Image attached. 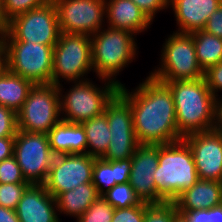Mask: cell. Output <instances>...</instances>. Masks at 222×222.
I'll return each instance as SVG.
<instances>
[{"label":"cell","instance_id":"obj_5","mask_svg":"<svg viewBox=\"0 0 222 222\" xmlns=\"http://www.w3.org/2000/svg\"><path fill=\"white\" fill-rule=\"evenodd\" d=\"M90 79L69 82L72 87L67 92H64L62 83L58 85L63 121L81 124L103 114L106 105L118 93L119 86L114 82L100 78L101 87Z\"/></svg>","mask_w":222,"mask_h":222},{"label":"cell","instance_id":"obj_20","mask_svg":"<svg viewBox=\"0 0 222 222\" xmlns=\"http://www.w3.org/2000/svg\"><path fill=\"white\" fill-rule=\"evenodd\" d=\"M53 154L87 153L86 132L82 124L63 121L62 119L47 133Z\"/></svg>","mask_w":222,"mask_h":222},{"label":"cell","instance_id":"obj_7","mask_svg":"<svg viewBox=\"0 0 222 222\" xmlns=\"http://www.w3.org/2000/svg\"><path fill=\"white\" fill-rule=\"evenodd\" d=\"M160 59V66L153 68L149 75L163 83L204 77L190 33H170L162 45Z\"/></svg>","mask_w":222,"mask_h":222},{"label":"cell","instance_id":"obj_10","mask_svg":"<svg viewBox=\"0 0 222 222\" xmlns=\"http://www.w3.org/2000/svg\"><path fill=\"white\" fill-rule=\"evenodd\" d=\"M61 34L56 6L52 0L9 21V30L0 41L33 42L55 46Z\"/></svg>","mask_w":222,"mask_h":222},{"label":"cell","instance_id":"obj_35","mask_svg":"<svg viewBox=\"0 0 222 222\" xmlns=\"http://www.w3.org/2000/svg\"><path fill=\"white\" fill-rule=\"evenodd\" d=\"M17 131V113L0 105V138L15 137Z\"/></svg>","mask_w":222,"mask_h":222},{"label":"cell","instance_id":"obj_12","mask_svg":"<svg viewBox=\"0 0 222 222\" xmlns=\"http://www.w3.org/2000/svg\"><path fill=\"white\" fill-rule=\"evenodd\" d=\"M104 113L110 130V143L102 157L105 161L129 159L139 145L130 105L117 93L106 105Z\"/></svg>","mask_w":222,"mask_h":222},{"label":"cell","instance_id":"obj_19","mask_svg":"<svg viewBox=\"0 0 222 222\" xmlns=\"http://www.w3.org/2000/svg\"><path fill=\"white\" fill-rule=\"evenodd\" d=\"M106 26L130 31L134 35L147 31L152 22L131 0H105Z\"/></svg>","mask_w":222,"mask_h":222},{"label":"cell","instance_id":"obj_22","mask_svg":"<svg viewBox=\"0 0 222 222\" xmlns=\"http://www.w3.org/2000/svg\"><path fill=\"white\" fill-rule=\"evenodd\" d=\"M132 161L123 160L105 161L96 158L93 167L92 183L99 196H103L116 184L129 182Z\"/></svg>","mask_w":222,"mask_h":222},{"label":"cell","instance_id":"obj_1","mask_svg":"<svg viewBox=\"0 0 222 222\" xmlns=\"http://www.w3.org/2000/svg\"><path fill=\"white\" fill-rule=\"evenodd\" d=\"M125 84L118 94L130 105L139 144L161 145L182 140L176 126L175 104L170 87L147 76L133 91Z\"/></svg>","mask_w":222,"mask_h":222},{"label":"cell","instance_id":"obj_18","mask_svg":"<svg viewBox=\"0 0 222 222\" xmlns=\"http://www.w3.org/2000/svg\"><path fill=\"white\" fill-rule=\"evenodd\" d=\"M222 0H169L175 16L178 33L203 30L207 20L219 8Z\"/></svg>","mask_w":222,"mask_h":222},{"label":"cell","instance_id":"obj_13","mask_svg":"<svg viewBox=\"0 0 222 222\" xmlns=\"http://www.w3.org/2000/svg\"><path fill=\"white\" fill-rule=\"evenodd\" d=\"M61 33L94 35L106 25L105 0H52Z\"/></svg>","mask_w":222,"mask_h":222},{"label":"cell","instance_id":"obj_30","mask_svg":"<svg viewBox=\"0 0 222 222\" xmlns=\"http://www.w3.org/2000/svg\"><path fill=\"white\" fill-rule=\"evenodd\" d=\"M30 185V183H0V206L15 210Z\"/></svg>","mask_w":222,"mask_h":222},{"label":"cell","instance_id":"obj_33","mask_svg":"<svg viewBox=\"0 0 222 222\" xmlns=\"http://www.w3.org/2000/svg\"><path fill=\"white\" fill-rule=\"evenodd\" d=\"M188 222H222V204L210 209L177 210Z\"/></svg>","mask_w":222,"mask_h":222},{"label":"cell","instance_id":"obj_28","mask_svg":"<svg viewBox=\"0 0 222 222\" xmlns=\"http://www.w3.org/2000/svg\"><path fill=\"white\" fill-rule=\"evenodd\" d=\"M114 209L109 202L99 196L76 222H111Z\"/></svg>","mask_w":222,"mask_h":222},{"label":"cell","instance_id":"obj_8","mask_svg":"<svg viewBox=\"0 0 222 222\" xmlns=\"http://www.w3.org/2000/svg\"><path fill=\"white\" fill-rule=\"evenodd\" d=\"M94 72L92 66L91 36L87 34L61 33L53 48L51 84L83 81ZM85 76V77H84ZM63 79V80H62ZM61 80V81H60Z\"/></svg>","mask_w":222,"mask_h":222},{"label":"cell","instance_id":"obj_43","mask_svg":"<svg viewBox=\"0 0 222 222\" xmlns=\"http://www.w3.org/2000/svg\"><path fill=\"white\" fill-rule=\"evenodd\" d=\"M174 222H188V221L186 220V218L181 213L178 212L175 215Z\"/></svg>","mask_w":222,"mask_h":222},{"label":"cell","instance_id":"obj_31","mask_svg":"<svg viewBox=\"0 0 222 222\" xmlns=\"http://www.w3.org/2000/svg\"><path fill=\"white\" fill-rule=\"evenodd\" d=\"M49 0H3L5 16L10 21L14 17L44 5Z\"/></svg>","mask_w":222,"mask_h":222},{"label":"cell","instance_id":"obj_27","mask_svg":"<svg viewBox=\"0 0 222 222\" xmlns=\"http://www.w3.org/2000/svg\"><path fill=\"white\" fill-rule=\"evenodd\" d=\"M102 197L114 208H128L141 203L129 182L114 185Z\"/></svg>","mask_w":222,"mask_h":222},{"label":"cell","instance_id":"obj_34","mask_svg":"<svg viewBox=\"0 0 222 222\" xmlns=\"http://www.w3.org/2000/svg\"><path fill=\"white\" fill-rule=\"evenodd\" d=\"M145 210L144 202L128 208H115L111 222H143Z\"/></svg>","mask_w":222,"mask_h":222},{"label":"cell","instance_id":"obj_37","mask_svg":"<svg viewBox=\"0 0 222 222\" xmlns=\"http://www.w3.org/2000/svg\"><path fill=\"white\" fill-rule=\"evenodd\" d=\"M133 1L146 17L153 22L157 12L167 10L169 8V0H131Z\"/></svg>","mask_w":222,"mask_h":222},{"label":"cell","instance_id":"obj_4","mask_svg":"<svg viewBox=\"0 0 222 222\" xmlns=\"http://www.w3.org/2000/svg\"><path fill=\"white\" fill-rule=\"evenodd\" d=\"M135 36V37H134ZM136 35L130 31L106 26L91 36L92 66L95 76L124 84L117 75L135 60L138 54Z\"/></svg>","mask_w":222,"mask_h":222},{"label":"cell","instance_id":"obj_16","mask_svg":"<svg viewBox=\"0 0 222 222\" xmlns=\"http://www.w3.org/2000/svg\"><path fill=\"white\" fill-rule=\"evenodd\" d=\"M129 183L141 202H164L156 194L154 173L158 166V145L139 144L131 157Z\"/></svg>","mask_w":222,"mask_h":222},{"label":"cell","instance_id":"obj_23","mask_svg":"<svg viewBox=\"0 0 222 222\" xmlns=\"http://www.w3.org/2000/svg\"><path fill=\"white\" fill-rule=\"evenodd\" d=\"M34 85L31 80L10 72L0 60V105L17 113Z\"/></svg>","mask_w":222,"mask_h":222},{"label":"cell","instance_id":"obj_15","mask_svg":"<svg viewBox=\"0 0 222 222\" xmlns=\"http://www.w3.org/2000/svg\"><path fill=\"white\" fill-rule=\"evenodd\" d=\"M182 139L192 151L199 179L222 182V137L211 129Z\"/></svg>","mask_w":222,"mask_h":222},{"label":"cell","instance_id":"obj_29","mask_svg":"<svg viewBox=\"0 0 222 222\" xmlns=\"http://www.w3.org/2000/svg\"><path fill=\"white\" fill-rule=\"evenodd\" d=\"M178 213L174 201L160 203H146V210L143 222H174Z\"/></svg>","mask_w":222,"mask_h":222},{"label":"cell","instance_id":"obj_39","mask_svg":"<svg viewBox=\"0 0 222 222\" xmlns=\"http://www.w3.org/2000/svg\"><path fill=\"white\" fill-rule=\"evenodd\" d=\"M15 137L0 138V162L13 156Z\"/></svg>","mask_w":222,"mask_h":222},{"label":"cell","instance_id":"obj_9","mask_svg":"<svg viewBox=\"0 0 222 222\" xmlns=\"http://www.w3.org/2000/svg\"><path fill=\"white\" fill-rule=\"evenodd\" d=\"M60 92L55 84H35L17 112L18 130L47 134L61 120Z\"/></svg>","mask_w":222,"mask_h":222},{"label":"cell","instance_id":"obj_17","mask_svg":"<svg viewBox=\"0 0 222 222\" xmlns=\"http://www.w3.org/2000/svg\"><path fill=\"white\" fill-rule=\"evenodd\" d=\"M15 212L20 222H62L56 199L44 184H31L25 190Z\"/></svg>","mask_w":222,"mask_h":222},{"label":"cell","instance_id":"obj_2","mask_svg":"<svg viewBox=\"0 0 222 222\" xmlns=\"http://www.w3.org/2000/svg\"><path fill=\"white\" fill-rule=\"evenodd\" d=\"M170 87L176 112V126L184 137L190 133L214 129L217 99L205 77L197 80L166 82Z\"/></svg>","mask_w":222,"mask_h":222},{"label":"cell","instance_id":"obj_36","mask_svg":"<svg viewBox=\"0 0 222 222\" xmlns=\"http://www.w3.org/2000/svg\"><path fill=\"white\" fill-rule=\"evenodd\" d=\"M204 77L215 98L221 99L222 97L218 93L222 91V60L217 65L210 67L204 73Z\"/></svg>","mask_w":222,"mask_h":222},{"label":"cell","instance_id":"obj_26","mask_svg":"<svg viewBox=\"0 0 222 222\" xmlns=\"http://www.w3.org/2000/svg\"><path fill=\"white\" fill-rule=\"evenodd\" d=\"M196 49L200 68L206 72L222 60V38L198 30L190 33Z\"/></svg>","mask_w":222,"mask_h":222},{"label":"cell","instance_id":"obj_3","mask_svg":"<svg viewBox=\"0 0 222 222\" xmlns=\"http://www.w3.org/2000/svg\"><path fill=\"white\" fill-rule=\"evenodd\" d=\"M154 180L156 194L163 201H174L199 180L192 151L183 139L158 145Z\"/></svg>","mask_w":222,"mask_h":222},{"label":"cell","instance_id":"obj_24","mask_svg":"<svg viewBox=\"0 0 222 222\" xmlns=\"http://www.w3.org/2000/svg\"><path fill=\"white\" fill-rule=\"evenodd\" d=\"M98 197V192L93 183H84L75 189L60 193L55 198L58 215L64 214L77 220Z\"/></svg>","mask_w":222,"mask_h":222},{"label":"cell","instance_id":"obj_14","mask_svg":"<svg viewBox=\"0 0 222 222\" xmlns=\"http://www.w3.org/2000/svg\"><path fill=\"white\" fill-rule=\"evenodd\" d=\"M95 159L87 153L54 156L44 184L46 190L56 198L81 184L92 183Z\"/></svg>","mask_w":222,"mask_h":222},{"label":"cell","instance_id":"obj_32","mask_svg":"<svg viewBox=\"0 0 222 222\" xmlns=\"http://www.w3.org/2000/svg\"><path fill=\"white\" fill-rule=\"evenodd\" d=\"M0 183H28L14 155L0 162Z\"/></svg>","mask_w":222,"mask_h":222},{"label":"cell","instance_id":"obj_42","mask_svg":"<svg viewBox=\"0 0 222 222\" xmlns=\"http://www.w3.org/2000/svg\"><path fill=\"white\" fill-rule=\"evenodd\" d=\"M9 30V20L5 16L3 9V0H0V40Z\"/></svg>","mask_w":222,"mask_h":222},{"label":"cell","instance_id":"obj_41","mask_svg":"<svg viewBox=\"0 0 222 222\" xmlns=\"http://www.w3.org/2000/svg\"><path fill=\"white\" fill-rule=\"evenodd\" d=\"M214 130L222 137V98L216 103Z\"/></svg>","mask_w":222,"mask_h":222},{"label":"cell","instance_id":"obj_38","mask_svg":"<svg viewBox=\"0 0 222 222\" xmlns=\"http://www.w3.org/2000/svg\"><path fill=\"white\" fill-rule=\"evenodd\" d=\"M203 31L222 38V3L220 4L219 8L207 20Z\"/></svg>","mask_w":222,"mask_h":222},{"label":"cell","instance_id":"obj_40","mask_svg":"<svg viewBox=\"0 0 222 222\" xmlns=\"http://www.w3.org/2000/svg\"><path fill=\"white\" fill-rule=\"evenodd\" d=\"M0 222H20L14 209L0 206Z\"/></svg>","mask_w":222,"mask_h":222},{"label":"cell","instance_id":"obj_11","mask_svg":"<svg viewBox=\"0 0 222 222\" xmlns=\"http://www.w3.org/2000/svg\"><path fill=\"white\" fill-rule=\"evenodd\" d=\"M13 155L26 182L45 184L55 156L51 151L47 134L18 130Z\"/></svg>","mask_w":222,"mask_h":222},{"label":"cell","instance_id":"obj_25","mask_svg":"<svg viewBox=\"0 0 222 222\" xmlns=\"http://www.w3.org/2000/svg\"><path fill=\"white\" fill-rule=\"evenodd\" d=\"M81 124L86 132L87 154L102 158L107 152L111 137L106 114L103 113Z\"/></svg>","mask_w":222,"mask_h":222},{"label":"cell","instance_id":"obj_6","mask_svg":"<svg viewBox=\"0 0 222 222\" xmlns=\"http://www.w3.org/2000/svg\"><path fill=\"white\" fill-rule=\"evenodd\" d=\"M53 48L22 41H0L1 63L12 73L34 84H50L53 71Z\"/></svg>","mask_w":222,"mask_h":222},{"label":"cell","instance_id":"obj_21","mask_svg":"<svg viewBox=\"0 0 222 222\" xmlns=\"http://www.w3.org/2000/svg\"><path fill=\"white\" fill-rule=\"evenodd\" d=\"M177 210L210 209L222 204V182L199 179L175 200Z\"/></svg>","mask_w":222,"mask_h":222}]
</instances>
